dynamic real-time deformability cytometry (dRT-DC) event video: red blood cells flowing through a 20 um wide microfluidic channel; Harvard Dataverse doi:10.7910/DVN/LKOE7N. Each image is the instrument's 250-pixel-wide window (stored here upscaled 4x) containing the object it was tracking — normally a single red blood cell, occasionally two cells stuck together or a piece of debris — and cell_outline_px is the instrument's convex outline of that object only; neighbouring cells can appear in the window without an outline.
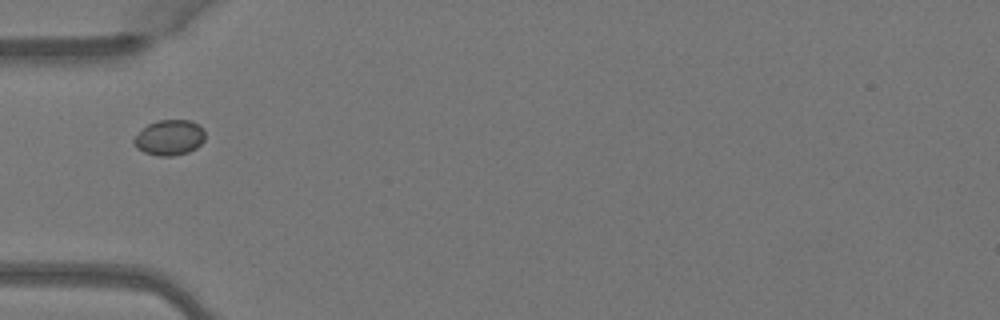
{"species": "Egyptian fruit bat (a non-hibernating species)", "species_latin": "Rousettus aegyptiacus", "temperature_condition": "warm", "stored_images_in_passage": 1, "camera_frame_rate_fps": 3000, "um_per_image_px": 0.085, "animal": {"sex": "female"}, "frame": {"image": 1, "passage_image": 1, "time_ms": 0.0, "image_size_px": [1000, 320], "cell_outline_px": [[204, 140], [196, 148], [188, 152], [172, 156], [156, 156], [144, 152], [136, 148], [132, 140], [148, 124], [156, 120], [192, 120], [200, 124], [204, 128]], "centroid_in_image_um": [14.42, 11.69], "position_along_channel_um": 70.6, "area_um2": 14.8}}